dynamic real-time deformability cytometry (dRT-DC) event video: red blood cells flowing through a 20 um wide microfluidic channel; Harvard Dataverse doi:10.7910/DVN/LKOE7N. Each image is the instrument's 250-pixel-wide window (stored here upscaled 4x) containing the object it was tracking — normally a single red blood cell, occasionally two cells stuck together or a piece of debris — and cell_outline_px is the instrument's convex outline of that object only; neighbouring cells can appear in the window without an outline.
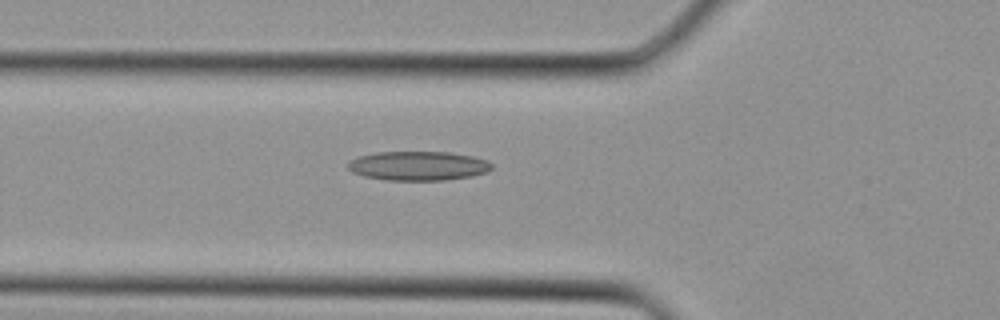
{"species": "Egyptian fruit bat (a non-hibernating species)", "species_latin": "Rousettus aegyptiacus", "temperature_condition": "cold", "stored_images_in_passage": 28, "camera_frame_rate_fps": 3000, "um_per_image_px": 0.085, "animal": {"sex": "female"}, "frame": {"image": 1, "passage_image": 6, "time_ms": 1.667, "image_size_px": [1000, 320], "cell_outline_px": [[492, 168], [488, 172], [472, 176], [444, 180], [388, 180], [364, 176], [352, 172], [348, 168], [348, 160], [360, 156], [376, 152], [448, 152], [472, 156], [488, 160], [492, 164]], "centroid_in_image_um": [35.56, 14.09], "position_along_channel_um": 90.2, "area_um2": 24.51}}
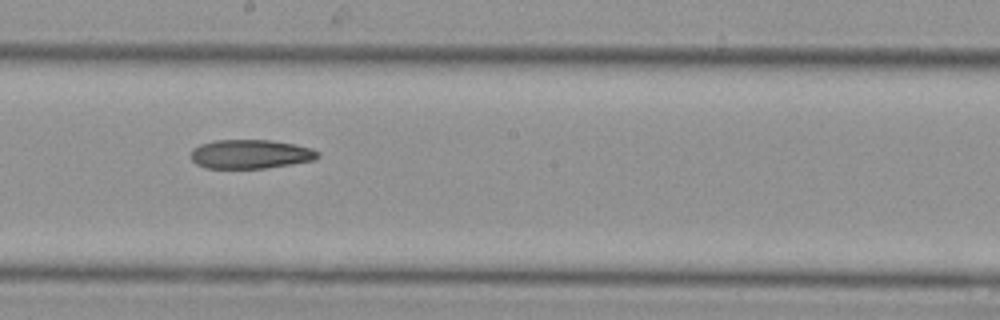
{"frame": {"image": 2, "passage_image": 13, "time_ms": 4.0, "image_size_px": [1000, 320], "cell_outline_px": [[320, 156], [316, 160], [292, 164], [264, 168], [204, 168], [196, 164], [192, 160], [192, 148], [200, 144], [212, 140], [272, 140], [296, 144], [312, 148], [320, 152]], "centroid_in_image_um": [21.32, 13.09], "position_along_channel_um": 226.9, "area_um2": 21.73}}
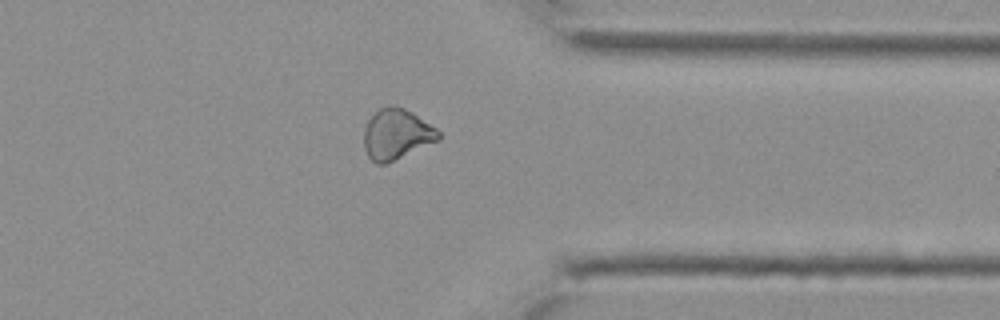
{"frame": {"image": 3, "passage_image": 21, "time_ms": 6.667, "image_size_px": [1000, 320], "cell_outline_px": [[440, 140], [384, 164], [376, 164], [368, 156], [364, 148], [364, 128], [368, 120], [380, 108], [388, 104], [392, 104], [404, 108], [412, 112], [436, 128], [440, 132]], "centroid_in_image_um": [33.7, 11.39], "position_along_channel_um": 377.7, "area_um2": 21.91}}